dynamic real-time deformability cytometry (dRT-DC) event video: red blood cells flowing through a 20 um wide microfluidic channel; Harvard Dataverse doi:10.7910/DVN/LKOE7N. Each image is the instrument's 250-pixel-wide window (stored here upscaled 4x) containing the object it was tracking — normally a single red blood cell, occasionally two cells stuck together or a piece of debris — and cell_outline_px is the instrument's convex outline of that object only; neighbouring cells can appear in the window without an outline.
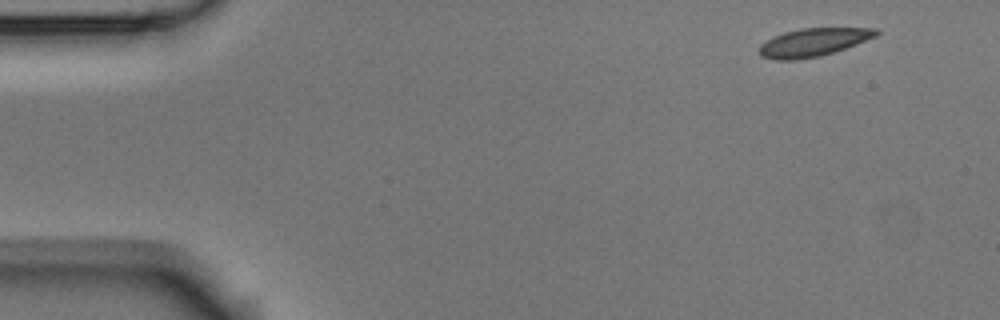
{"species": "Egyptian fruit bat (a non-hibernating species)", "species_latin": "Rousettus aegyptiacus", "temperature_condition": "room temperature", "stored_images_in_passage": 4, "camera_frame_rate_fps": 3000, "um_per_image_px": 0.085, "animal": {"sex": "male"}, "frame": {"image": 1, "passage_image": 1, "time_ms": 0.0, "image_size_px": [1000, 320], "cell_outline_px": [[880, 32], [876, 36], [856, 44], [820, 56], [796, 60], [776, 60], [764, 56], [760, 52], [760, 44], [772, 36], [784, 32], [800, 28], [876, 28]], "centroid_in_image_um": [69.12, 3.58], "position_along_channel_um": 15.9, "area_um2": 18.96}}
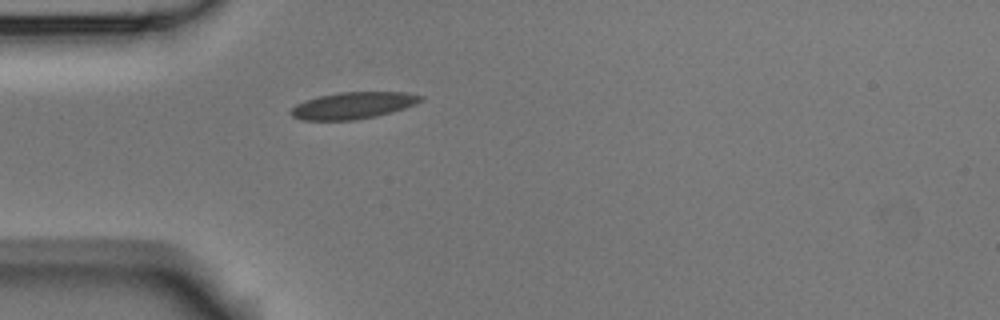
{"frame": {"image": 2, "passage_image": 4, "time_ms": 1.0, "image_size_px": [1000, 320], "cell_outline_px": [[424, 100], [404, 108], [376, 116], [352, 120], [304, 120], [292, 116], [288, 112], [296, 104], [304, 100], [316, 96], [340, 92], [408, 92], [424, 96]], "centroid_in_image_um": [29.99, 8.95], "position_along_channel_um": 55.0, "area_um2": 20.29}}